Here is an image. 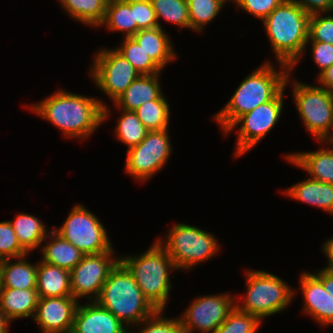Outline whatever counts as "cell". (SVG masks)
<instances>
[{
  "mask_svg": "<svg viewBox=\"0 0 333 333\" xmlns=\"http://www.w3.org/2000/svg\"><path fill=\"white\" fill-rule=\"evenodd\" d=\"M29 108L59 128L66 138L80 140L93 134L110 116L103 101L62 89Z\"/></svg>",
  "mask_w": 333,
  "mask_h": 333,
  "instance_id": "obj_1",
  "label": "cell"
},
{
  "mask_svg": "<svg viewBox=\"0 0 333 333\" xmlns=\"http://www.w3.org/2000/svg\"><path fill=\"white\" fill-rule=\"evenodd\" d=\"M279 65L282 71L267 61L243 79L227 104L214 115L223 132L240 116L272 100L289 84L291 68L283 63Z\"/></svg>",
  "mask_w": 333,
  "mask_h": 333,
  "instance_id": "obj_2",
  "label": "cell"
},
{
  "mask_svg": "<svg viewBox=\"0 0 333 333\" xmlns=\"http://www.w3.org/2000/svg\"><path fill=\"white\" fill-rule=\"evenodd\" d=\"M311 14L294 2L285 0L264 20L276 61L294 69L301 59L309 38Z\"/></svg>",
  "mask_w": 333,
  "mask_h": 333,
  "instance_id": "obj_3",
  "label": "cell"
},
{
  "mask_svg": "<svg viewBox=\"0 0 333 333\" xmlns=\"http://www.w3.org/2000/svg\"><path fill=\"white\" fill-rule=\"evenodd\" d=\"M96 302L112 312L127 329L157 311L120 261L110 271Z\"/></svg>",
  "mask_w": 333,
  "mask_h": 333,
  "instance_id": "obj_4",
  "label": "cell"
},
{
  "mask_svg": "<svg viewBox=\"0 0 333 333\" xmlns=\"http://www.w3.org/2000/svg\"><path fill=\"white\" fill-rule=\"evenodd\" d=\"M119 258L149 302L157 310L164 311L172 286L169 271L177 270L166 250L155 241L139 256L122 255Z\"/></svg>",
  "mask_w": 333,
  "mask_h": 333,
  "instance_id": "obj_5",
  "label": "cell"
},
{
  "mask_svg": "<svg viewBox=\"0 0 333 333\" xmlns=\"http://www.w3.org/2000/svg\"><path fill=\"white\" fill-rule=\"evenodd\" d=\"M245 300L236 301V307L243 312L256 316L261 322L266 316L288 308L295 290L280 277L262 270L246 271Z\"/></svg>",
  "mask_w": 333,
  "mask_h": 333,
  "instance_id": "obj_6",
  "label": "cell"
},
{
  "mask_svg": "<svg viewBox=\"0 0 333 333\" xmlns=\"http://www.w3.org/2000/svg\"><path fill=\"white\" fill-rule=\"evenodd\" d=\"M170 228L167 239H164V242L160 239L157 241L169 254L177 269L190 270L220 250L213 233L184 223L175 224Z\"/></svg>",
  "mask_w": 333,
  "mask_h": 333,
  "instance_id": "obj_7",
  "label": "cell"
},
{
  "mask_svg": "<svg viewBox=\"0 0 333 333\" xmlns=\"http://www.w3.org/2000/svg\"><path fill=\"white\" fill-rule=\"evenodd\" d=\"M292 86L294 103L306 130L321 143L333 141V93L299 81Z\"/></svg>",
  "mask_w": 333,
  "mask_h": 333,
  "instance_id": "obj_8",
  "label": "cell"
},
{
  "mask_svg": "<svg viewBox=\"0 0 333 333\" xmlns=\"http://www.w3.org/2000/svg\"><path fill=\"white\" fill-rule=\"evenodd\" d=\"M56 229V230H55ZM54 231L84 255L111 251L112 243L104 225L83 205H75L60 228Z\"/></svg>",
  "mask_w": 333,
  "mask_h": 333,
  "instance_id": "obj_9",
  "label": "cell"
},
{
  "mask_svg": "<svg viewBox=\"0 0 333 333\" xmlns=\"http://www.w3.org/2000/svg\"><path fill=\"white\" fill-rule=\"evenodd\" d=\"M285 87L270 101L260 104L254 110L240 116L225 132L226 136L240 125L235 157L243 155L258 144L275 126L283 109Z\"/></svg>",
  "mask_w": 333,
  "mask_h": 333,
  "instance_id": "obj_10",
  "label": "cell"
},
{
  "mask_svg": "<svg viewBox=\"0 0 333 333\" xmlns=\"http://www.w3.org/2000/svg\"><path fill=\"white\" fill-rule=\"evenodd\" d=\"M127 151L125 170L142 183L162 170L168 162L172 147L168 128L149 131L146 137Z\"/></svg>",
  "mask_w": 333,
  "mask_h": 333,
  "instance_id": "obj_11",
  "label": "cell"
},
{
  "mask_svg": "<svg viewBox=\"0 0 333 333\" xmlns=\"http://www.w3.org/2000/svg\"><path fill=\"white\" fill-rule=\"evenodd\" d=\"M92 61L90 76L112 102L140 75L116 49H100Z\"/></svg>",
  "mask_w": 333,
  "mask_h": 333,
  "instance_id": "obj_12",
  "label": "cell"
},
{
  "mask_svg": "<svg viewBox=\"0 0 333 333\" xmlns=\"http://www.w3.org/2000/svg\"><path fill=\"white\" fill-rule=\"evenodd\" d=\"M113 255V249L98 254L84 255L70 271L71 292L77 301L81 297L89 298L91 301L98 299L110 271L120 261L119 257Z\"/></svg>",
  "mask_w": 333,
  "mask_h": 333,
  "instance_id": "obj_13",
  "label": "cell"
},
{
  "mask_svg": "<svg viewBox=\"0 0 333 333\" xmlns=\"http://www.w3.org/2000/svg\"><path fill=\"white\" fill-rule=\"evenodd\" d=\"M232 297L223 293L196 298L180 317L183 333H213L236 306Z\"/></svg>",
  "mask_w": 333,
  "mask_h": 333,
  "instance_id": "obj_14",
  "label": "cell"
},
{
  "mask_svg": "<svg viewBox=\"0 0 333 333\" xmlns=\"http://www.w3.org/2000/svg\"><path fill=\"white\" fill-rule=\"evenodd\" d=\"M78 303L73 296L39 298L33 319L42 333H71Z\"/></svg>",
  "mask_w": 333,
  "mask_h": 333,
  "instance_id": "obj_15",
  "label": "cell"
},
{
  "mask_svg": "<svg viewBox=\"0 0 333 333\" xmlns=\"http://www.w3.org/2000/svg\"><path fill=\"white\" fill-rule=\"evenodd\" d=\"M126 328L112 312L89 301L78 303L71 333H131Z\"/></svg>",
  "mask_w": 333,
  "mask_h": 333,
  "instance_id": "obj_16",
  "label": "cell"
},
{
  "mask_svg": "<svg viewBox=\"0 0 333 333\" xmlns=\"http://www.w3.org/2000/svg\"><path fill=\"white\" fill-rule=\"evenodd\" d=\"M300 287L304 298V312L311 315L322 326L333 323V296L322 283L310 272L300 276Z\"/></svg>",
  "mask_w": 333,
  "mask_h": 333,
  "instance_id": "obj_17",
  "label": "cell"
},
{
  "mask_svg": "<svg viewBox=\"0 0 333 333\" xmlns=\"http://www.w3.org/2000/svg\"><path fill=\"white\" fill-rule=\"evenodd\" d=\"M160 75H139L113 103L118 109L136 111L143 103L158 100L163 95Z\"/></svg>",
  "mask_w": 333,
  "mask_h": 333,
  "instance_id": "obj_18",
  "label": "cell"
},
{
  "mask_svg": "<svg viewBox=\"0 0 333 333\" xmlns=\"http://www.w3.org/2000/svg\"><path fill=\"white\" fill-rule=\"evenodd\" d=\"M288 162L310 174L309 178L333 184V148L300 152L285 156Z\"/></svg>",
  "mask_w": 333,
  "mask_h": 333,
  "instance_id": "obj_19",
  "label": "cell"
},
{
  "mask_svg": "<svg viewBox=\"0 0 333 333\" xmlns=\"http://www.w3.org/2000/svg\"><path fill=\"white\" fill-rule=\"evenodd\" d=\"M39 295L36 289H0V310L11 320L33 318L38 305Z\"/></svg>",
  "mask_w": 333,
  "mask_h": 333,
  "instance_id": "obj_20",
  "label": "cell"
},
{
  "mask_svg": "<svg viewBox=\"0 0 333 333\" xmlns=\"http://www.w3.org/2000/svg\"><path fill=\"white\" fill-rule=\"evenodd\" d=\"M132 38L162 70L169 62L177 58L172 41L163 30V27L157 26L139 30Z\"/></svg>",
  "mask_w": 333,
  "mask_h": 333,
  "instance_id": "obj_21",
  "label": "cell"
},
{
  "mask_svg": "<svg viewBox=\"0 0 333 333\" xmlns=\"http://www.w3.org/2000/svg\"><path fill=\"white\" fill-rule=\"evenodd\" d=\"M36 290L39 298L72 296L70 271L42 261L38 262Z\"/></svg>",
  "mask_w": 333,
  "mask_h": 333,
  "instance_id": "obj_22",
  "label": "cell"
},
{
  "mask_svg": "<svg viewBox=\"0 0 333 333\" xmlns=\"http://www.w3.org/2000/svg\"><path fill=\"white\" fill-rule=\"evenodd\" d=\"M290 198L314 205L333 215V184L305 179L284 192Z\"/></svg>",
  "mask_w": 333,
  "mask_h": 333,
  "instance_id": "obj_23",
  "label": "cell"
},
{
  "mask_svg": "<svg viewBox=\"0 0 333 333\" xmlns=\"http://www.w3.org/2000/svg\"><path fill=\"white\" fill-rule=\"evenodd\" d=\"M46 239L51 241L41 247L42 262L71 271L84 256L78 248L62 238L54 229L49 231Z\"/></svg>",
  "mask_w": 333,
  "mask_h": 333,
  "instance_id": "obj_24",
  "label": "cell"
},
{
  "mask_svg": "<svg viewBox=\"0 0 333 333\" xmlns=\"http://www.w3.org/2000/svg\"><path fill=\"white\" fill-rule=\"evenodd\" d=\"M26 256L3 259L1 267V287L12 289H36L37 264H31Z\"/></svg>",
  "mask_w": 333,
  "mask_h": 333,
  "instance_id": "obj_25",
  "label": "cell"
},
{
  "mask_svg": "<svg viewBox=\"0 0 333 333\" xmlns=\"http://www.w3.org/2000/svg\"><path fill=\"white\" fill-rule=\"evenodd\" d=\"M21 247L27 252L39 248L49 232L42 221L30 214L19 213L9 221Z\"/></svg>",
  "mask_w": 333,
  "mask_h": 333,
  "instance_id": "obj_26",
  "label": "cell"
},
{
  "mask_svg": "<svg viewBox=\"0 0 333 333\" xmlns=\"http://www.w3.org/2000/svg\"><path fill=\"white\" fill-rule=\"evenodd\" d=\"M109 0H59L71 18L84 25L100 27Z\"/></svg>",
  "mask_w": 333,
  "mask_h": 333,
  "instance_id": "obj_27",
  "label": "cell"
},
{
  "mask_svg": "<svg viewBox=\"0 0 333 333\" xmlns=\"http://www.w3.org/2000/svg\"><path fill=\"white\" fill-rule=\"evenodd\" d=\"M109 31H121L125 37L136 34V21H134L133 9L125 0H109L106 6L104 21Z\"/></svg>",
  "mask_w": 333,
  "mask_h": 333,
  "instance_id": "obj_28",
  "label": "cell"
},
{
  "mask_svg": "<svg viewBox=\"0 0 333 333\" xmlns=\"http://www.w3.org/2000/svg\"><path fill=\"white\" fill-rule=\"evenodd\" d=\"M169 108L170 106L163 94L158 100L143 103L134 112L148 130H164L169 127Z\"/></svg>",
  "mask_w": 333,
  "mask_h": 333,
  "instance_id": "obj_29",
  "label": "cell"
},
{
  "mask_svg": "<svg viewBox=\"0 0 333 333\" xmlns=\"http://www.w3.org/2000/svg\"><path fill=\"white\" fill-rule=\"evenodd\" d=\"M121 110V116L116 124L115 132L116 137L128 149L137 146L148 134V130L134 111Z\"/></svg>",
  "mask_w": 333,
  "mask_h": 333,
  "instance_id": "obj_30",
  "label": "cell"
},
{
  "mask_svg": "<svg viewBox=\"0 0 333 333\" xmlns=\"http://www.w3.org/2000/svg\"><path fill=\"white\" fill-rule=\"evenodd\" d=\"M122 42L120 47L115 49L133 65L140 75L161 73L162 69L132 37H124Z\"/></svg>",
  "mask_w": 333,
  "mask_h": 333,
  "instance_id": "obj_31",
  "label": "cell"
},
{
  "mask_svg": "<svg viewBox=\"0 0 333 333\" xmlns=\"http://www.w3.org/2000/svg\"><path fill=\"white\" fill-rule=\"evenodd\" d=\"M159 27L163 18L181 27L191 29L187 0H151Z\"/></svg>",
  "mask_w": 333,
  "mask_h": 333,
  "instance_id": "obj_32",
  "label": "cell"
},
{
  "mask_svg": "<svg viewBox=\"0 0 333 333\" xmlns=\"http://www.w3.org/2000/svg\"><path fill=\"white\" fill-rule=\"evenodd\" d=\"M191 30L201 33L203 27L220 13L224 5L218 0H187Z\"/></svg>",
  "mask_w": 333,
  "mask_h": 333,
  "instance_id": "obj_33",
  "label": "cell"
},
{
  "mask_svg": "<svg viewBox=\"0 0 333 333\" xmlns=\"http://www.w3.org/2000/svg\"><path fill=\"white\" fill-rule=\"evenodd\" d=\"M260 325L261 321L256 316L240 311L235 306L213 333H256Z\"/></svg>",
  "mask_w": 333,
  "mask_h": 333,
  "instance_id": "obj_34",
  "label": "cell"
},
{
  "mask_svg": "<svg viewBox=\"0 0 333 333\" xmlns=\"http://www.w3.org/2000/svg\"><path fill=\"white\" fill-rule=\"evenodd\" d=\"M163 310H157L154 314L145 318L137 326L139 333H183L180 318L168 319L163 317Z\"/></svg>",
  "mask_w": 333,
  "mask_h": 333,
  "instance_id": "obj_35",
  "label": "cell"
},
{
  "mask_svg": "<svg viewBox=\"0 0 333 333\" xmlns=\"http://www.w3.org/2000/svg\"><path fill=\"white\" fill-rule=\"evenodd\" d=\"M21 247L9 221L0 222V259H15L27 256Z\"/></svg>",
  "mask_w": 333,
  "mask_h": 333,
  "instance_id": "obj_36",
  "label": "cell"
},
{
  "mask_svg": "<svg viewBox=\"0 0 333 333\" xmlns=\"http://www.w3.org/2000/svg\"><path fill=\"white\" fill-rule=\"evenodd\" d=\"M312 14L310 18L309 41L325 42L333 45V15ZM323 15V16H322Z\"/></svg>",
  "mask_w": 333,
  "mask_h": 333,
  "instance_id": "obj_37",
  "label": "cell"
},
{
  "mask_svg": "<svg viewBox=\"0 0 333 333\" xmlns=\"http://www.w3.org/2000/svg\"><path fill=\"white\" fill-rule=\"evenodd\" d=\"M133 9L136 33L159 26L151 0H125Z\"/></svg>",
  "mask_w": 333,
  "mask_h": 333,
  "instance_id": "obj_38",
  "label": "cell"
},
{
  "mask_svg": "<svg viewBox=\"0 0 333 333\" xmlns=\"http://www.w3.org/2000/svg\"><path fill=\"white\" fill-rule=\"evenodd\" d=\"M285 0H237L236 5L262 21Z\"/></svg>",
  "mask_w": 333,
  "mask_h": 333,
  "instance_id": "obj_39",
  "label": "cell"
},
{
  "mask_svg": "<svg viewBox=\"0 0 333 333\" xmlns=\"http://www.w3.org/2000/svg\"><path fill=\"white\" fill-rule=\"evenodd\" d=\"M312 57L320 69L319 74L333 65V45L325 42L310 41Z\"/></svg>",
  "mask_w": 333,
  "mask_h": 333,
  "instance_id": "obj_40",
  "label": "cell"
},
{
  "mask_svg": "<svg viewBox=\"0 0 333 333\" xmlns=\"http://www.w3.org/2000/svg\"><path fill=\"white\" fill-rule=\"evenodd\" d=\"M299 5L309 14L333 13V0H288Z\"/></svg>",
  "mask_w": 333,
  "mask_h": 333,
  "instance_id": "obj_41",
  "label": "cell"
},
{
  "mask_svg": "<svg viewBox=\"0 0 333 333\" xmlns=\"http://www.w3.org/2000/svg\"><path fill=\"white\" fill-rule=\"evenodd\" d=\"M313 275L322 283L324 289L333 296V270L323 268Z\"/></svg>",
  "mask_w": 333,
  "mask_h": 333,
  "instance_id": "obj_42",
  "label": "cell"
},
{
  "mask_svg": "<svg viewBox=\"0 0 333 333\" xmlns=\"http://www.w3.org/2000/svg\"><path fill=\"white\" fill-rule=\"evenodd\" d=\"M317 78L320 87L333 93V65L321 72Z\"/></svg>",
  "mask_w": 333,
  "mask_h": 333,
  "instance_id": "obj_43",
  "label": "cell"
},
{
  "mask_svg": "<svg viewBox=\"0 0 333 333\" xmlns=\"http://www.w3.org/2000/svg\"><path fill=\"white\" fill-rule=\"evenodd\" d=\"M322 248V251L328 259V265L325 268L333 270V238L327 239Z\"/></svg>",
  "mask_w": 333,
  "mask_h": 333,
  "instance_id": "obj_44",
  "label": "cell"
},
{
  "mask_svg": "<svg viewBox=\"0 0 333 333\" xmlns=\"http://www.w3.org/2000/svg\"><path fill=\"white\" fill-rule=\"evenodd\" d=\"M9 323L5 314L0 310V333H9Z\"/></svg>",
  "mask_w": 333,
  "mask_h": 333,
  "instance_id": "obj_45",
  "label": "cell"
},
{
  "mask_svg": "<svg viewBox=\"0 0 333 333\" xmlns=\"http://www.w3.org/2000/svg\"><path fill=\"white\" fill-rule=\"evenodd\" d=\"M220 3H222L223 5H225V3L228 1V0H218ZM229 1H233L235 4L237 2V0H229Z\"/></svg>",
  "mask_w": 333,
  "mask_h": 333,
  "instance_id": "obj_46",
  "label": "cell"
},
{
  "mask_svg": "<svg viewBox=\"0 0 333 333\" xmlns=\"http://www.w3.org/2000/svg\"><path fill=\"white\" fill-rule=\"evenodd\" d=\"M1 267H2V259H0V289H1Z\"/></svg>",
  "mask_w": 333,
  "mask_h": 333,
  "instance_id": "obj_47",
  "label": "cell"
},
{
  "mask_svg": "<svg viewBox=\"0 0 333 333\" xmlns=\"http://www.w3.org/2000/svg\"><path fill=\"white\" fill-rule=\"evenodd\" d=\"M323 143L325 144H328V143H330L331 145H333V141H323Z\"/></svg>",
  "mask_w": 333,
  "mask_h": 333,
  "instance_id": "obj_48",
  "label": "cell"
}]
</instances>
